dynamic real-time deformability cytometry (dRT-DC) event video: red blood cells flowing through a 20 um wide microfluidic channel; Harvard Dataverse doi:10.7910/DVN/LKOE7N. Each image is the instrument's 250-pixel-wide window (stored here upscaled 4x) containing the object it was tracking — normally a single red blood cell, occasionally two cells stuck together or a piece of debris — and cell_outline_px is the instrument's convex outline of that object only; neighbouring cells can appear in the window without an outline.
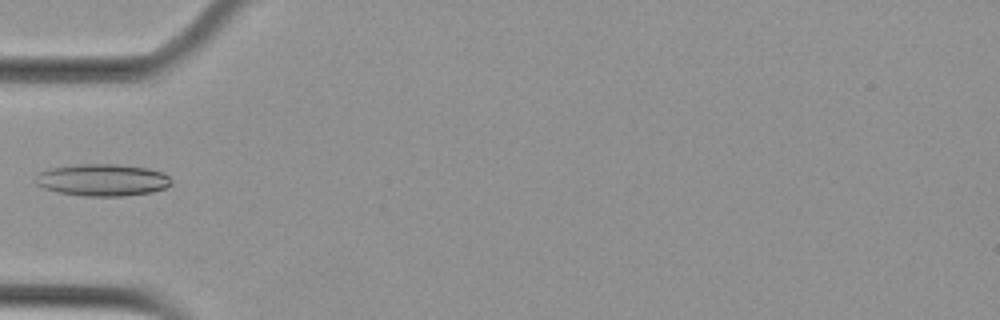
{"species": "Egyptian fruit bat (a non-hibernating species)", "species_latin": "Rousettus aegyptiacus", "temperature_condition": "cold", "stored_images_in_passage": 5, "camera_frame_rate_fps": 3000, "um_per_image_px": 0.085, "animal": {"sex": "female"}, "frame": {"image": 1, "passage_image": 5, "time_ms": 1.333, "image_size_px": [1000, 320], "cell_outline_px": [[172, 184], [164, 188], [152, 192], [124, 196], [84, 196], [60, 192], [44, 188], [36, 184], [36, 180], [40, 172], [48, 168], [76, 164], [116, 164], [148, 168], [164, 172], [172, 180]], "centroid_in_image_um": [8.74, 15.29], "position_along_channel_um": 76.3, "area_um2": 25.37}}